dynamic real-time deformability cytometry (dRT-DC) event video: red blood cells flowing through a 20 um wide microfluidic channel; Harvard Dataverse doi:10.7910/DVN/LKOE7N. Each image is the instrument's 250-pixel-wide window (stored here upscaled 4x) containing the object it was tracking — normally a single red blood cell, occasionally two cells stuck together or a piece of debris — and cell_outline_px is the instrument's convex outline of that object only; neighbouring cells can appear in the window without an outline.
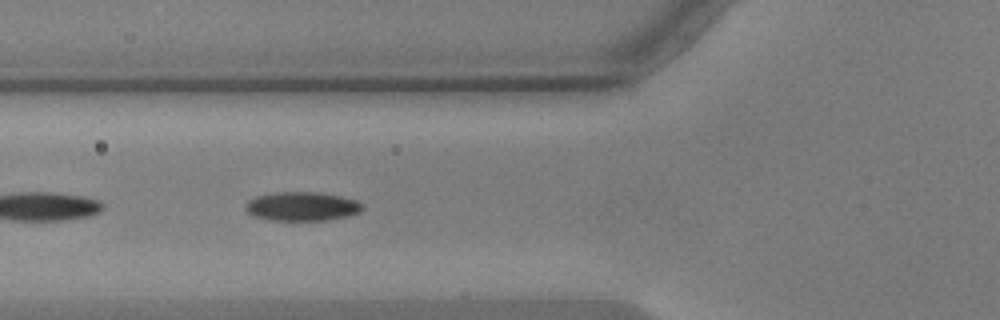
{"species": "common noctule bat (a hibernating species)", "species_latin": "Nyctalus noctula", "temperature_condition": "warm", "stored_images_in_passage": 31, "segment_of_instrument_passage": [2, 2], "camera_frame_rate_fps": 3000, "um_per_image_px": 0.085, "animal": {"sex": "male", "body_mass_g": 17.9, "forearm_length_mm": 54.2}, "frame": {"image": 1, "passage_image": 21, "time_ms": 6.667, "image_size_px": [1000, 320], "cell_outline_px": [[364, 208], [360, 212], [328, 220], [272, 220], [252, 216], [244, 208], [244, 204], [248, 200], [256, 196], [276, 192], [320, 192], [340, 196], [356, 200], [364, 204]], "centroid_in_image_um": [25.65, 17.53], "position_along_channel_um": 100.2, "area_um2": 19.83}}
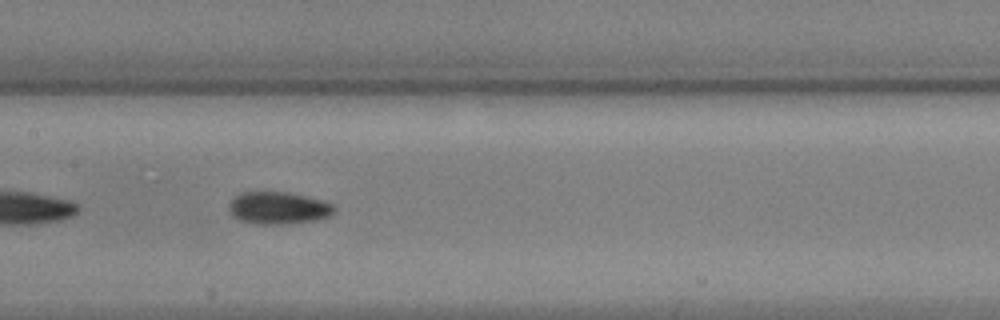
{"frame": {"image": 2, "passage_image": 28, "time_ms": 9.0, "image_size_px": [1000, 320], "cell_outline_px": [[336, 212], [320, 220], [284, 224], [252, 224], [240, 220], [232, 216], [228, 212], [228, 204], [240, 192], [288, 192], [320, 200], [332, 204], [336, 208]], "centroid_in_image_um": [23.64, 17.69], "position_along_channel_um": 183.8, "area_um2": 20.0}}